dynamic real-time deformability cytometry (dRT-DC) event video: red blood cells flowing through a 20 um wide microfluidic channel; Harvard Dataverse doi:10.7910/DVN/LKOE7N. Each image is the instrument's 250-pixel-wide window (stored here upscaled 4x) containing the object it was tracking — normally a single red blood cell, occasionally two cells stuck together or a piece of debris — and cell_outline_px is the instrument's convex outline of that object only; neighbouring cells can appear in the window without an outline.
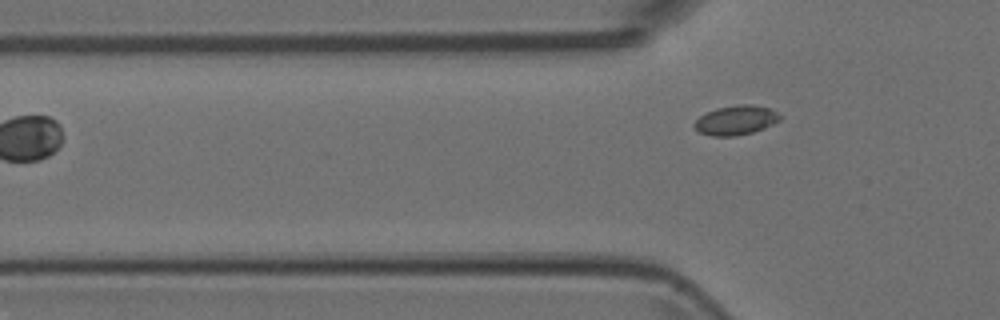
{"species": "Egyptian fruit bat (a non-hibernating species)", "species_latin": "Rousettus aegyptiacus", "temperature_condition": "room temperature", "stored_images_in_passage": 2, "camera_frame_rate_fps": 3000, "um_per_image_px": 0.085, "animal": {"sex": "female"}, "frame": {"image": 1, "passage_image": 2, "time_ms": 0.333, "image_size_px": [1000, 320], "cell_outline_px": [[784, 116], [780, 120], [764, 128], [752, 132], [736, 136], [712, 136], [700, 132], [692, 124], [700, 116], [716, 108], [740, 104], [752, 104], [768, 108]], "centroid_in_image_um": [62.57, 10.21], "position_along_channel_um": 63.2, "area_um2": 14.62}}